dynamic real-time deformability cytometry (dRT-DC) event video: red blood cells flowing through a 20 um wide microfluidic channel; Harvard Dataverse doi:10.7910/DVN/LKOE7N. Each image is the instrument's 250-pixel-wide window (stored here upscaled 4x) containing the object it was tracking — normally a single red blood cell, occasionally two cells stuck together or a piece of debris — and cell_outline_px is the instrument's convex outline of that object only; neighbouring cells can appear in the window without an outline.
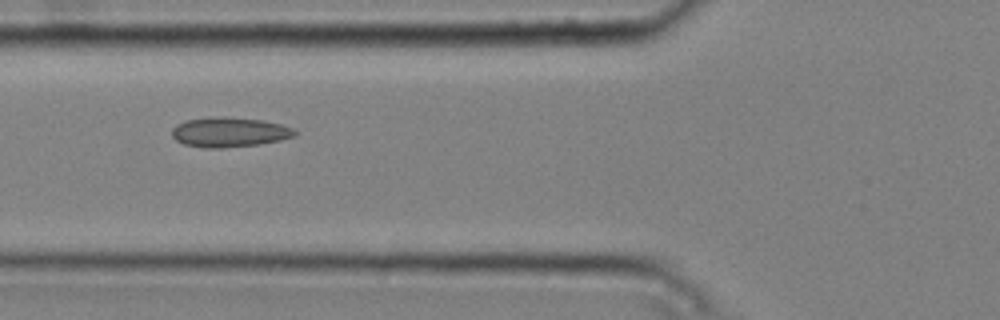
{"species": "common noctule bat (a hibernating species)", "species_latin": "Nyctalus noctula", "temperature_condition": "cold", "stored_images_in_passage": 9, "camera_frame_rate_fps": 3000, "um_per_image_px": 0.085, "animal": {"sex": "male", "body_mass_g": 20.4}, "frame": {"image": 1, "passage_image": 4, "time_ms": 1.0, "image_size_px": [1000, 320], "cell_outline_px": [[300, 132], [296, 136], [280, 140], [260, 144], [224, 148], [204, 148], [184, 144], [176, 140], [172, 136], [172, 128], [176, 124], [184, 120], [260, 120], [280, 124], [292, 128]], "centroid_in_image_um": [19.53, 11.3], "position_along_channel_um": 106.3, "area_um2": 20.35}}
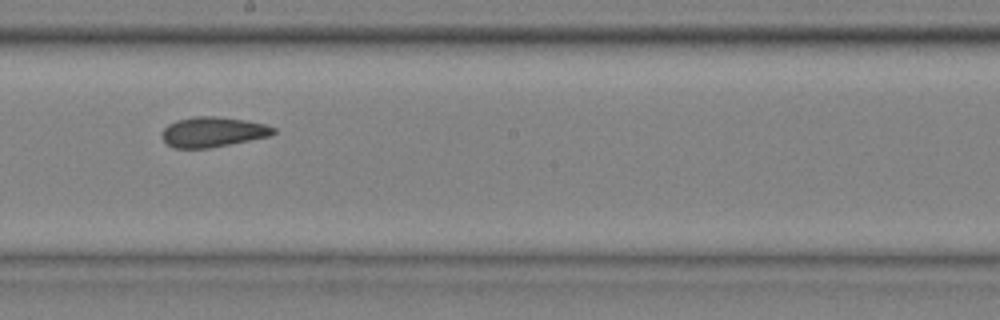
{"frame": {"image": 2, "passage_image": 7, "time_ms": 2.0, "image_size_px": [1000, 320], "cell_outline_px": [[276, 132], [272, 136], [208, 148], [176, 148], [168, 144], [160, 136], [164, 128], [168, 124], [176, 120], [192, 116], [216, 116], [248, 120], [264, 124], [276, 128]], "centroid_in_image_um": [18.11, 11.2], "position_along_channel_um": 230.1, "area_um2": 19.71}}
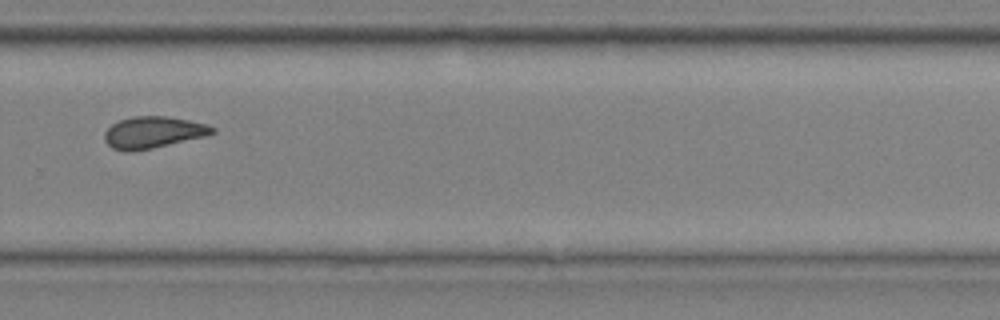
{"frame": {"image": 3, "passage_image": 9, "time_ms": 2.667, "image_size_px": [1000, 320], "cell_outline_px": [[216, 132], [204, 136], [152, 148], [132, 152], [124, 152], [112, 148], [104, 140], [104, 132], [112, 124], [120, 120], [132, 116], [168, 116], [208, 124], [216, 128]], "centroid_in_image_um": [13.0, 11.25], "position_along_channel_um": 316.8, "area_um2": 19.94}}